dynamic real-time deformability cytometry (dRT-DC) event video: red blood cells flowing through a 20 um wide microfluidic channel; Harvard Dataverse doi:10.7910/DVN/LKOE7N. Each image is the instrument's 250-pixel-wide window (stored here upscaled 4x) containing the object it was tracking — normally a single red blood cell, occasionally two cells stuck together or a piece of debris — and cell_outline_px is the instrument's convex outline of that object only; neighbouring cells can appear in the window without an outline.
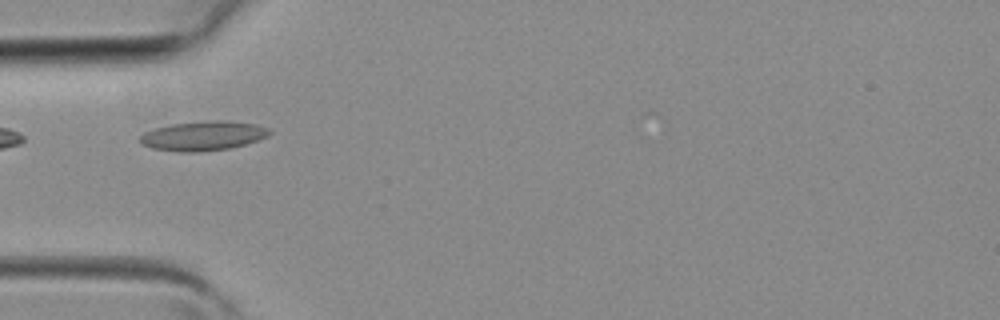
{"species": "common noctule bat (a hibernating species)", "species_latin": "Nyctalus noctula", "temperature_condition": "room temperature", "stored_images_in_passage": 1, "camera_frame_rate_fps": 3000, "um_per_image_px": 0.085, "animal": {"sex": "female", "body_mass_g": 19.3, "forearm_length_mm": 54.1}, "frame": {"image": 1, "passage_image": 1, "time_ms": 0.0, "image_size_px": [1000, 320], "cell_outline_px": [[272, 132], [268, 136], [244, 144], [228, 148], [200, 152], [176, 152], [152, 148], [144, 144], [140, 140], [140, 136], [144, 132], [156, 128], [172, 124], [208, 120], [228, 120], [256, 124], [268, 128]], "centroid_in_image_um": [17.28, 11.54], "position_along_channel_um": 67.7, "area_um2": 22.14}}